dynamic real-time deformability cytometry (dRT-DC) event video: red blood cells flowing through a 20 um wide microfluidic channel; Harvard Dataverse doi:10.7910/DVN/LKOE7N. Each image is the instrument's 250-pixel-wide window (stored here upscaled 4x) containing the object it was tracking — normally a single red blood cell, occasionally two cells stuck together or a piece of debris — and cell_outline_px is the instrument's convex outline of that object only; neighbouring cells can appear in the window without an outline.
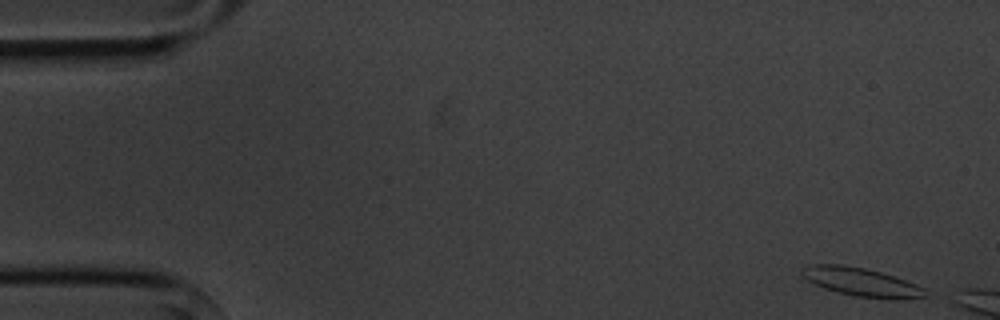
{"species": "common noctule bat (a hibernating species)", "species_latin": "Nyctalus noctula", "temperature_condition": "cold", "stored_images_in_passage": 4, "camera_frame_rate_fps": 3000, "um_per_image_px": 0.085, "animal": {"sex": "male", "body_mass_g": 20.1, "forearm_length_mm": 53.5}, "frame": {"image": 1, "passage_image": 1, "time_ms": 0.0, "image_size_px": [1000, 320], "cell_outline_px": [[928, 296], [908, 300], [892, 300], [856, 296], [836, 292], [824, 288], [800, 276], [800, 268], [808, 264], [840, 264], [864, 268], [880, 272], [916, 284], [924, 288]], "centroid_in_image_um": [73.21, 23.99], "position_along_channel_um": 11.8, "area_um2": 20.75}}